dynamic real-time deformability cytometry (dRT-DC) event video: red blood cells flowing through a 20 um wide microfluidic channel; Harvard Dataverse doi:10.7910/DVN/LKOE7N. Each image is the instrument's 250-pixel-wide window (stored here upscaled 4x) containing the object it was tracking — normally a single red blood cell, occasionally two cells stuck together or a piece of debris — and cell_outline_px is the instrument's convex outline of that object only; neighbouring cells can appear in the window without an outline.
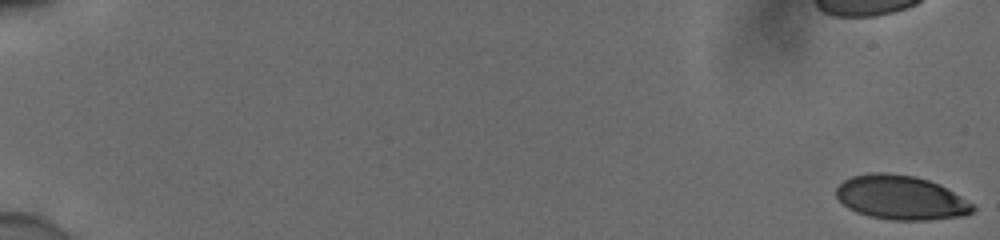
{"species": "human", "species_latin": "Homo sapiens", "temperature_condition": "cold", "stored_images_in_passage": 47, "camera_frame_rate_fps": 3000, "um_per_image_px": 0.085, "donor": {"sex": "male"}, "frame": {"image": 1, "passage_image": 1, "time_ms": 0.0, "image_size_px": [1000, 240], "cell_outline_px": [[976, 208], [972, 212], [964, 216], [924, 220], [892, 220], [868, 216], [856, 212], [848, 208], [836, 196], [836, 188], [844, 180], [852, 176], [872, 172], [888, 172], [916, 176], [940, 184], [960, 196], [972, 204]], "centroid_in_image_um": [76.56, 16.79], "position_along_channel_um": 8.4, "area_um2": 35.2}}